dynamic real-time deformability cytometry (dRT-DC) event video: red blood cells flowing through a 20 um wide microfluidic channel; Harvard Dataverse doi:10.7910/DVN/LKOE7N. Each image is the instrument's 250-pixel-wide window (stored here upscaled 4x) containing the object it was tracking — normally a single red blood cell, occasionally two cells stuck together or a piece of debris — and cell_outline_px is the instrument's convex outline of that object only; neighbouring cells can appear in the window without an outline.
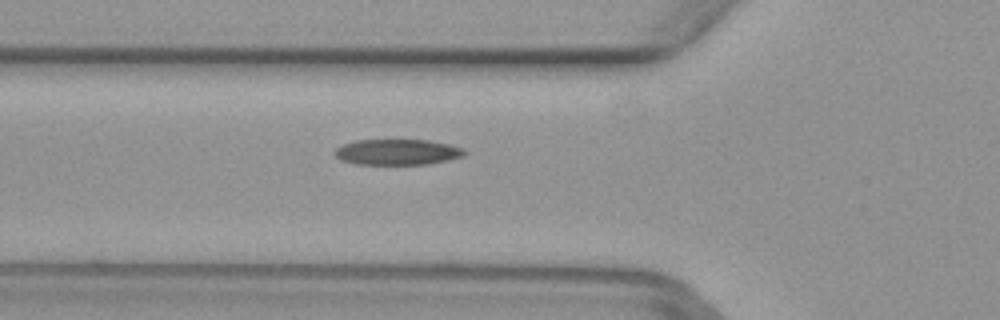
{"species": "common noctule bat (a hibernating species)", "species_latin": "Nyctalus noctula", "temperature_condition": "warm", "stored_images_in_passage": 35, "camera_frame_rate_fps": 3000, "um_per_image_px": 0.085, "animal": {"sex": "female", "body_mass_g": 29.2, "forearm_length_mm": 56.3}, "frame": {"image": 1, "passage_image": 3, "time_ms": 0.667, "image_size_px": [1000, 320], "cell_outline_px": [[468, 152], [464, 156], [448, 160], [428, 164], [356, 164], [340, 160], [332, 152], [336, 148], [344, 144], [356, 140], [428, 140], [448, 144], [464, 148]], "centroid_in_image_um": [33.79, 12.92], "position_along_channel_um": 92.0, "area_um2": 19.54}}
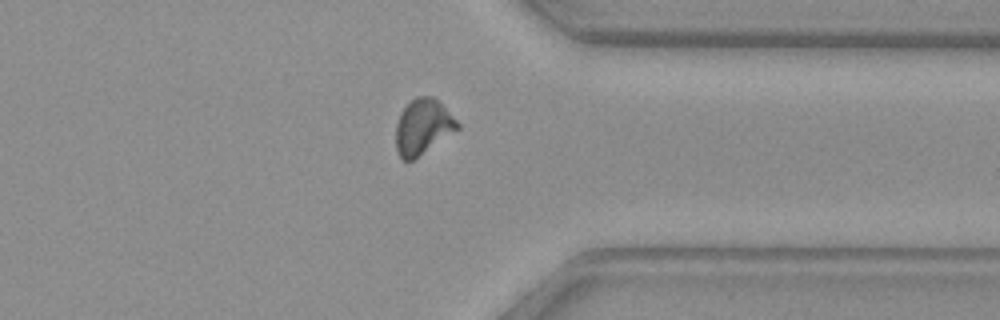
{"frame": {"image": 2, "passage_image": 24, "time_ms": 7.667, "image_size_px": [1000, 320], "cell_outline_px": [[460, 128], [412, 160], [400, 160], [396, 152], [396, 124], [400, 112], [416, 96], [432, 96], [460, 124]], "centroid_in_image_um": [35.9, 10.79], "position_along_channel_um": 375.5, "area_um2": 19.54}}
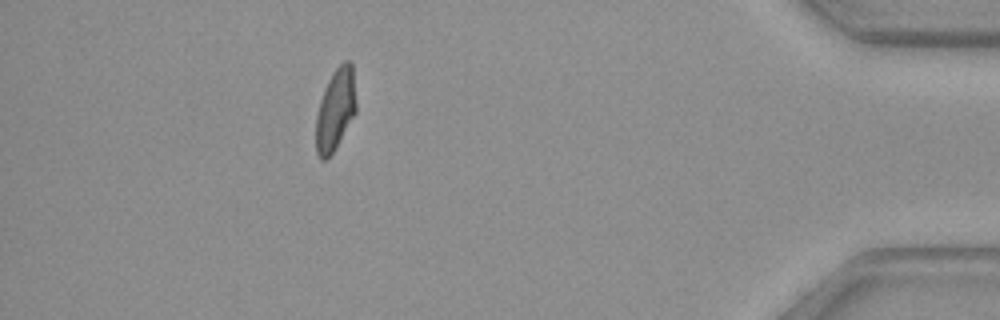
{"frame": {"image": 3, "passage_image": 30, "time_ms": 9.667, "image_size_px": [1000, 320], "cell_outline_px": [[356, 112], [332, 152], [324, 160], [320, 160], [316, 152], [316, 116], [320, 100], [324, 88], [332, 72], [344, 60], [348, 60], [352, 64], [356, 100]], "centroid_in_image_um": [28.5, 9.28], "position_along_channel_um": 406.7, "area_um2": 18.96}}